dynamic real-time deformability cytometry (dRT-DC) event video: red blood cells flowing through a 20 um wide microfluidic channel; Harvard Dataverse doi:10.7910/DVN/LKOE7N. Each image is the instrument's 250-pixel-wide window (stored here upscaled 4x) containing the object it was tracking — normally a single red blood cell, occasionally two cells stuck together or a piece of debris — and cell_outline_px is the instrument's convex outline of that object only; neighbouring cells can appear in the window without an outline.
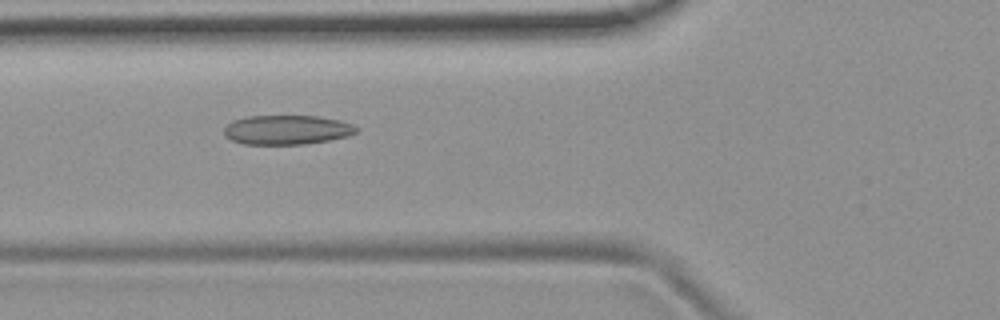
{"species": "common noctule bat (a hibernating species)", "species_latin": "Nyctalus noctula", "temperature_condition": "room temperature", "stored_images_in_passage": 5, "camera_frame_rate_fps": 3000, "um_per_image_px": 0.085, "animal": {"sex": "female", "body_mass_g": 19.9}, "frame": {"image": 1, "passage_image": 5, "time_ms": 1.333, "image_size_px": [1000, 320], "cell_outline_px": [[360, 128], [356, 132], [348, 136], [328, 140], [304, 144], [244, 144], [232, 140], [224, 136], [224, 128], [232, 120], [248, 116], [316, 116], [340, 120], [352, 124]], "centroid_in_image_um": [24.38, 11.03], "position_along_channel_um": 101.4, "area_um2": 22.66}}